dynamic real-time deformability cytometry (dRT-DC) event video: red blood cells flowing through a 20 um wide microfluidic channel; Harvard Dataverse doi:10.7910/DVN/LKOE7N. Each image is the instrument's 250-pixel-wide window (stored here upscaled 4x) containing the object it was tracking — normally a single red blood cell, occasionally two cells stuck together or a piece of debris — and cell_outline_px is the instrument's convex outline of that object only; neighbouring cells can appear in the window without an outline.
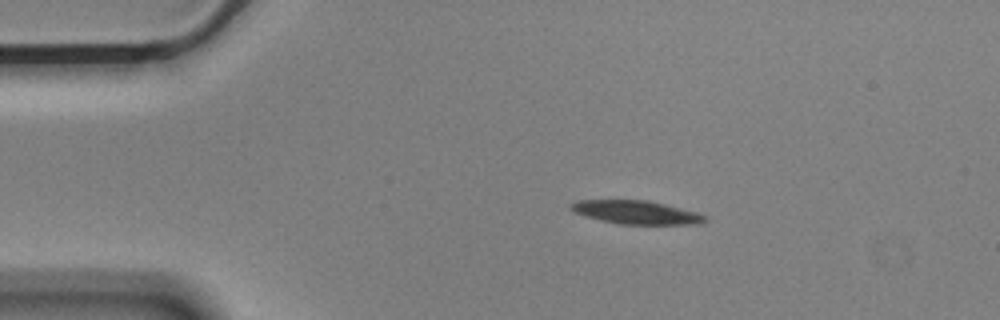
{"species": "Egyptian fruit bat (a non-hibernating species)", "species_latin": "Rousettus aegyptiacus", "temperature_condition": "cold", "stored_images_in_passage": 46, "camera_frame_rate_fps": 3000, "um_per_image_px": 0.085, "animal": {"sex": "male"}, "frame": {"image": 1, "passage_image": 1, "time_ms": 0.0, "image_size_px": [1000, 320], "cell_outline_px": [[708, 220], [696, 224], [620, 224], [600, 220], [572, 212], [568, 208], [576, 200], [648, 200], [696, 212], [708, 216]], "centroid_in_image_um": [54.06, 18.05], "position_along_channel_um": 30.9, "area_um2": 18.26}}
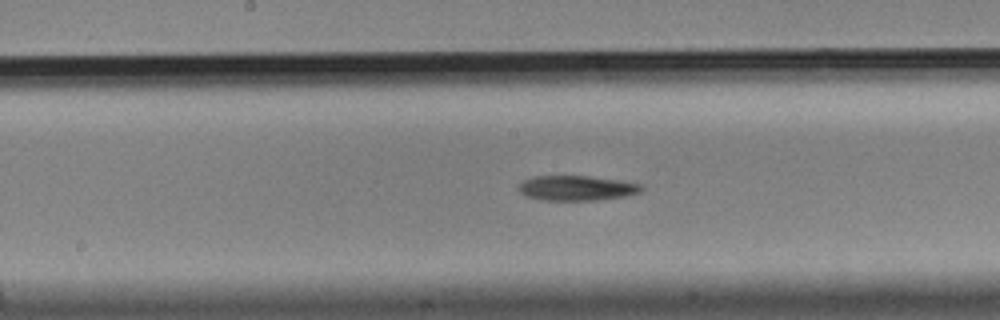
{"frame": {"image": 2, "passage_image": 19, "time_ms": 6.0, "image_size_px": [1000, 320], "cell_outline_px": [[644, 188], [640, 192], [624, 196], [596, 200], [544, 200], [524, 196], [516, 188], [524, 180], [532, 176], [588, 176], [620, 180], [640, 184]], "centroid_in_image_um": [48.98, 15.98], "position_along_channel_um": 199.2, "area_um2": 17.86}}
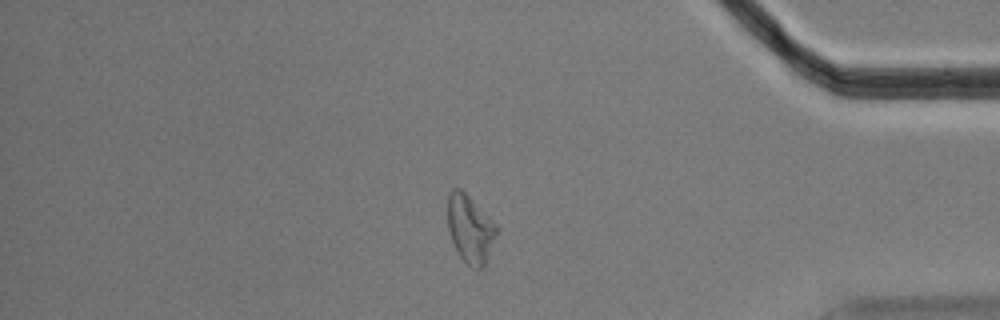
{"frame": {"image": 3, "passage_image": 38, "time_ms": 12.333, "image_size_px": [1000, 320], "cell_outline_px": [[496, 232], [484, 264], [480, 268], [472, 268], [460, 256], [452, 240], [448, 228], [448, 196], [452, 188], [460, 188], [496, 224]], "centroid_in_image_um": [39.92, 19.42], "position_along_channel_um": 395.3, "area_um2": 18.5}}